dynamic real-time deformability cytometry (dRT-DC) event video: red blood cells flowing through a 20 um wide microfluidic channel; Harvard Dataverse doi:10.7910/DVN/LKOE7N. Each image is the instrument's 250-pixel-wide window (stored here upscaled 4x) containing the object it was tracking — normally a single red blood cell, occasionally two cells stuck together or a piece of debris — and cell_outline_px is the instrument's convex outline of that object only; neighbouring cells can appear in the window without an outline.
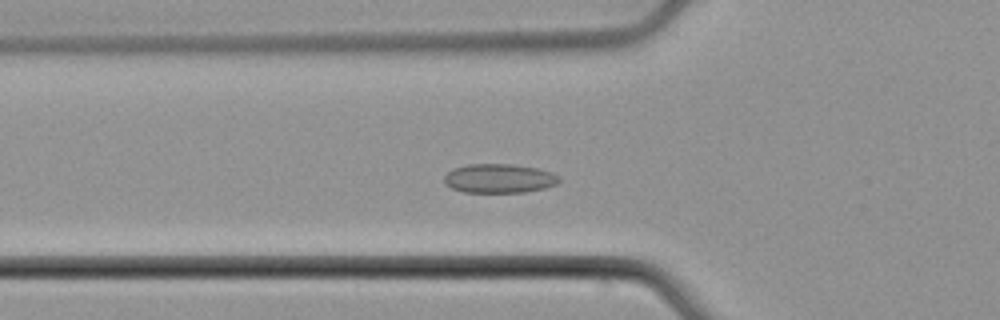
{"species": "common noctule bat (a hibernating species)", "species_latin": "Nyctalus noctula", "temperature_condition": "cold", "stored_images_in_passage": 54, "segment_of_instrument_passage": [1, 2], "camera_frame_rate_fps": 3000, "um_per_image_px": 0.085, "animal": {"sex": "male", "body_mass_g": 21.5, "forearm_length_mm": 52.0}, "frame": {"image": 1, "passage_image": 17, "time_ms": 5.333, "image_size_px": [1000, 320], "cell_outline_px": [[560, 180], [556, 184], [544, 188], [524, 192], [464, 192], [452, 188], [444, 184], [444, 176], [448, 172], [456, 168], [468, 164], [512, 164], [536, 168], [552, 172], [560, 176]], "centroid_in_image_um": [42.43, 15.16], "position_along_channel_um": 83.4, "area_um2": 19.42}}
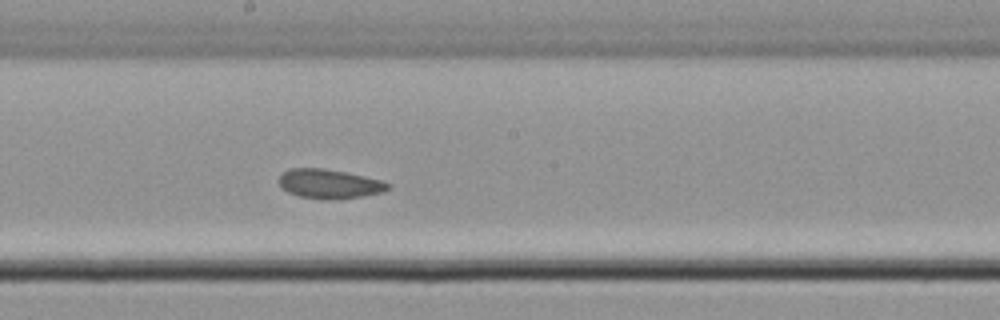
{"frame": {"image": 2, "passage_image": 28, "time_ms": 9.0, "image_size_px": [1000, 320], "cell_outline_px": [[388, 188], [384, 192], [364, 196], [332, 200], [320, 200], [300, 196], [288, 192], [280, 188], [280, 176], [288, 168], [320, 168], [344, 172], [364, 176], [380, 180], [388, 184]], "centroid_in_image_um": [27.96, 15.64], "position_along_channel_um": 220.2, "area_um2": 18.55}}
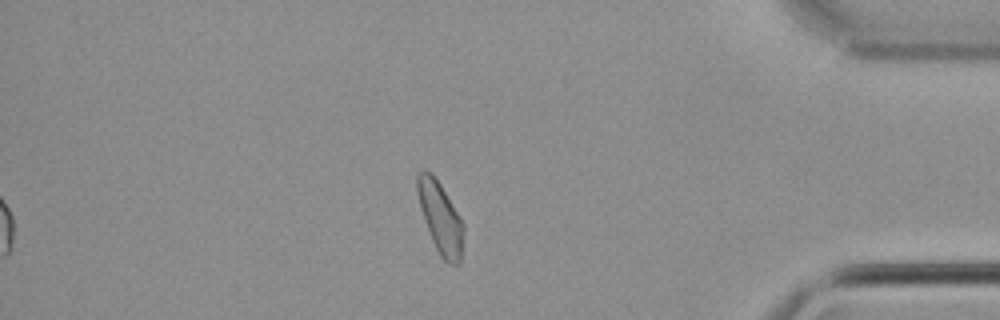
{"frame": {"image": 3, "passage_image": 45, "time_ms": 14.667, "image_size_px": [1000, 320], "cell_outline_px": [[464, 232], [460, 264], [448, 264], [440, 256], [432, 240], [416, 192], [416, 176], [420, 172], [432, 172], [440, 184], [460, 216], [464, 224]], "centroid_in_image_um": [37.46, 18.53], "position_along_channel_um": 397.7, "area_um2": 18.9}}